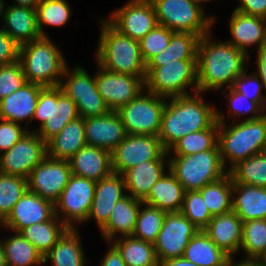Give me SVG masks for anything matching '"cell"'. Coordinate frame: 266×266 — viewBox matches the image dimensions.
Listing matches in <instances>:
<instances>
[{
	"instance_id": "1",
	"label": "cell",
	"mask_w": 266,
	"mask_h": 266,
	"mask_svg": "<svg viewBox=\"0 0 266 266\" xmlns=\"http://www.w3.org/2000/svg\"><path fill=\"white\" fill-rule=\"evenodd\" d=\"M210 33L200 37L197 46L198 92L203 94L232 87L250 57L228 41L213 40Z\"/></svg>"
},
{
	"instance_id": "2",
	"label": "cell",
	"mask_w": 266,
	"mask_h": 266,
	"mask_svg": "<svg viewBox=\"0 0 266 266\" xmlns=\"http://www.w3.org/2000/svg\"><path fill=\"white\" fill-rule=\"evenodd\" d=\"M203 99L201 92L167 98L158 134L166 151L188 133L208 129L217 121L215 106Z\"/></svg>"
},
{
	"instance_id": "3",
	"label": "cell",
	"mask_w": 266,
	"mask_h": 266,
	"mask_svg": "<svg viewBox=\"0 0 266 266\" xmlns=\"http://www.w3.org/2000/svg\"><path fill=\"white\" fill-rule=\"evenodd\" d=\"M225 115L217 110L218 146L222 163L229 172L240 161L260 154L266 140V114L255 120L225 123ZM230 162V167L226 163Z\"/></svg>"
},
{
	"instance_id": "4",
	"label": "cell",
	"mask_w": 266,
	"mask_h": 266,
	"mask_svg": "<svg viewBox=\"0 0 266 266\" xmlns=\"http://www.w3.org/2000/svg\"><path fill=\"white\" fill-rule=\"evenodd\" d=\"M100 22L97 64L113 73L146 76V63L141 55L139 41L121 34L106 19Z\"/></svg>"
},
{
	"instance_id": "5",
	"label": "cell",
	"mask_w": 266,
	"mask_h": 266,
	"mask_svg": "<svg viewBox=\"0 0 266 266\" xmlns=\"http://www.w3.org/2000/svg\"><path fill=\"white\" fill-rule=\"evenodd\" d=\"M19 62L26 81L43 87L59 86L68 65L49 37H40L21 45Z\"/></svg>"
},
{
	"instance_id": "6",
	"label": "cell",
	"mask_w": 266,
	"mask_h": 266,
	"mask_svg": "<svg viewBox=\"0 0 266 266\" xmlns=\"http://www.w3.org/2000/svg\"><path fill=\"white\" fill-rule=\"evenodd\" d=\"M167 162V168L186 192L199 191L228 173L222 163L218 144L213 149L193 155H172Z\"/></svg>"
},
{
	"instance_id": "7",
	"label": "cell",
	"mask_w": 266,
	"mask_h": 266,
	"mask_svg": "<svg viewBox=\"0 0 266 266\" xmlns=\"http://www.w3.org/2000/svg\"><path fill=\"white\" fill-rule=\"evenodd\" d=\"M145 90L165 98L198 92L197 60H175L161 67H146Z\"/></svg>"
},
{
	"instance_id": "8",
	"label": "cell",
	"mask_w": 266,
	"mask_h": 266,
	"mask_svg": "<svg viewBox=\"0 0 266 266\" xmlns=\"http://www.w3.org/2000/svg\"><path fill=\"white\" fill-rule=\"evenodd\" d=\"M79 117L75 102L60 86L43 87L40 90L33 119L39 120L36 132L46 143L55 137L67 123Z\"/></svg>"
},
{
	"instance_id": "9",
	"label": "cell",
	"mask_w": 266,
	"mask_h": 266,
	"mask_svg": "<svg viewBox=\"0 0 266 266\" xmlns=\"http://www.w3.org/2000/svg\"><path fill=\"white\" fill-rule=\"evenodd\" d=\"M157 23L174 32H190L199 37L212 32L216 19L205 16V10L194 0H150Z\"/></svg>"
},
{
	"instance_id": "10",
	"label": "cell",
	"mask_w": 266,
	"mask_h": 266,
	"mask_svg": "<svg viewBox=\"0 0 266 266\" xmlns=\"http://www.w3.org/2000/svg\"><path fill=\"white\" fill-rule=\"evenodd\" d=\"M145 92V94H143ZM167 98L155 95L147 90L117 112L121 117L127 134L158 136L163 109Z\"/></svg>"
},
{
	"instance_id": "11",
	"label": "cell",
	"mask_w": 266,
	"mask_h": 266,
	"mask_svg": "<svg viewBox=\"0 0 266 266\" xmlns=\"http://www.w3.org/2000/svg\"><path fill=\"white\" fill-rule=\"evenodd\" d=\"M59 86L75 102L79 117L103 116L110 112L97 90L95 76H90L83 67L70 70L67 65Z\"/></svg>"
},
{
	"instance_id": "12",
	"label": "cell",
	"mask_w": 266,
	"mask_h": 266,
	"mask_svg": "<svg viewBox=\"0 0 266 266\" xmlns=\"http://www.w3.org/2000/svg\"><path fill=\"white\" fill-rule=\"evenodd\" d=\"M95 186L96 181L73 174L70 176L68 184L54 204L55 215L68 228L76 229L77 224L87 221Z\"/></svg>"
},
{
	"instance_id": "13",
	"label": "cell",
	"mask_w": 266,
	"mask_h": 266,
	"mask_svg": "<svg viewBox=\"0 0 266 266\" xmlns=\"http://www.w3.org/2000/svg\"><path fill=\"white\" fill-rule=\"evenodd\" d=\"M169 154L158 136L130 135L111 152L112 170L123 174L129 168L144 161L165 160Z\"/></svg>"
},
{
	"instance_id": "14",
	"label": "cell",
	"mask_w": 266,
	"mask_h": 266,
	"mask_svg": "<svg viewBox=\"0 0 266 266\" xmlns=\"http://www.w3.org/2000/svg\"><path fill=\"white\" fill-rule=\"evenodd\" d=\"M47 156L46 142L28 131L14 146L0 154V173L28 179L33 168Z\"/></svg>"
},
{
	"instance_id": "15",
	"label": "cell",
	"mask_w": 266,
	"mask_h": 266,
	"mask_svg": "<svg viewBox=\"0 0 266 266\" xmlns=\"http://www.w3.org/2000/svg\"><path fill=\"white\" fill-rule=\"evenodd\" d=\"M199 229L181 212L166 213L163 226L153 243L159 262L180 258Z\"/></svg>"
},
{
	"instance_id": "16",
	"label": "cell",
	"mask_w": 266,
	"mask_h": 266,
	"mask_svg": "<svg viewBox=\"0 0 266 266\" xmlns=\"http://www.w3.org/2000/svg\"><path fill=\"white\" fill-rule=\"evenodd\" d=\"M97 90L110 111H118L145 90V77L113 73L97 64Z\"/></svg>"
},
{
	"instance_id": "17",
	"label": "cell",
	"mask_w": 266,
	"mask_h": 266,
	"mask_svg": "<svg viewBox=\"0 0 266 266\" xmlns=\"http://www.w3.org/2000/svg\"><path fill=\"white\" fill-rule=\"evenodd\" d=\"M71 175L69 161L46 156L28 177V190L55 204Z\"/></svg>"
},
{
	"instance_id": "18",
	"label": "cell",
	"mask_w": 266,
	"mask_h": 266,
	"mask_svg": "<svg viewBox=\"0 0 266 266\" xmlns=\"http://www.w3.org/2000/svg\"><path fill=\"white\" fill-rule=\"evenodd\" d=\"M106 20L121 34L140 41L158 23L150 0H129Z\"/></svg>"
},
{
	"instance_id": "19",
	"label": "cell",
	"mask_w": 266,
	"mask_h": 266,
	"mask_svg": "<svg viewBox=\"0 0 266 266\" xmlns=\"http://www.w3.org/2000/svg\"><path fill=\"white\" fill-rule=\"evenodd\" d=\"M55 215V206L51 201L27 190L13 206L11 213L1 223V227L13 232L33 224L50 220Z\"/></svg>"
},
{
	"instance_id": "20",
	"label": "cell",
	"mask_w": 266,
	"mask_h": 266,
	"mask_svg": "<svg viewBox=\"0 0 266 266\" xmlns=\"http://www.w3.org/2000/svg\"><path fill=\"white\" fill-rule=\"evenodd\" d=\"M85 139L87 145L112 152L127 133L117 111L106 115L84 118Z\"/></svg>"
},
{
	"instance_id": "21",
	"label": "cell",
	"mask_w": 266,
	"mask_h": 266,
	"mask_svg": "<svg viewBox=\"0 0 266 266\" xmlns=\"http://www.w3.org/2000/svg\"><path fill=\"white\" fill-rule=\"evenodd\" d=\"M123 175L112 172L96 182L94 198L87 221L95 219L100 229L109 219L113 206L126 194Z\"/></svg>"
},
{
	"instance_id": "22",
	"label": "cell",
	"mask_w": 266,
	"mask_h": 266,
	"mask_svg": "<svg viewBox=\"0 0 266 266\" xmlns=\"http://www.w3.org/2000/svg\"><path fill=\"white\" fill-rule=\"evenodd\" d=\"M43 86L27 82L14 93L0 100V119L21 124L33 120L40 90Z\"/></svg>"
},
{
	"instance_id": "23",
	"label": "cell",
	"mask_w": 266,
	"mask_h": 266,
	"mask_svg": "<svg viewBox=\"0 0 266 266\" xmlns=\"http://www.w3.org/2000/svg\"><path fill=\"white\" fill-rule=\"evenodd\" d=\"M230 44L248 55L252 45H258L257 50L266 43V20L262 17L247 15L234 10L229 21Z\"/></svg>"
},
{
	"instance_id": "24",
	"label": "cell",
	"mask_w": 266,
	"mask_h": 266,
	"mask_svg": "<svg viewBox=\"0 0 266 266\" xmlns=\"http://www.w3.org/2000/svg\"><path fill=\"white\" fill-rule=\"evenodd\" d=\"M203 231L230 257H234L240 251L243 222L233 210L213 216Z\"/></svg>"
},
{
	"instance_id": "25",
	"label": "cell",
	"mask_w": 266,
	"mask_h": 266,
	"mask_svg": "<svg viewBox=\"0 0 266 266\" xmlns=\"http://www.w3.org/2000/svg\"><path fill=\"white\" fill-rule=\"evenodd\" d=\"M142 200L132 197L129 193L113 206L108 221L99 229L102 238L108 243L121 236H132Z\"/></svg>"
},
{
	"instance_id": "26",
	"label": "cell",
	"mask_w": 266,
	"mask_h": 266,
	"mask_svg": "<svg viewBox=\"0 0 266 266\" xmlns=\"http://www.w3.org/2000/svg\"><path fill=\"white\" fill-rule=\"evenodd\" d=\"M69 163L73 175L96 182L113 172L111 152L92 145L83 146Z\"/></svg>"
},
{
	"instance_id": "27",
	"label": "cell",
	"mask_w": 266,
	"mask_h": 266,
	"mask_svg": "<svg viewBox=\"0 0 266 266\" xmlns=\"http://www.w3.org/2000/svg\"><path fill=\"white\" fill-rule=\"evenodd\" d=\"M2 29L19 45L41 37L36 9L22 6H4Z\"/></svg>"
},
{
	"instance_id": "28",
	"label": "cell",
	"mask_w": 266,
	"mask_h": 266,
	"mask_svg": "<svg viewBox=\"0 0 266 266\" xmlns=\"http://www.w3.org/2000/svg\"><path fill=\"white\" fill-rule=\"evenodd\" d=\"M232 210L242 222L266 219V188L233 183Z\"/></svg>"
},
{
	"instance_id": "29",
	"label": "cell",
	"mask_w": 266,
	"mask_h": 266,
	"mask_svg": "<svg viewBox=\"0 0 266 266\" xmlns=\"http://www.w3.org/2000/svg\"><path fill=\"white\" fill-rule=\"evenodd\" d=\"M86 144L84 118L78 117L46 143L47 156L69 161Z\"/></svg>"
},
{
	"instance_id": "30",
	"label": "cell",
	"mask_w": 266,
	"mask_h": 266,
	"mask_svg": "<svg viewBox=\"0 0 266 266\" xmlns=\"http://www.w3.org/2000/svg\"><path fill=\"white\" fill-rule=\"evenodd\" d=\"M166 171L142 202L167 213L180 212L186 191L169 168Z\"/></svg>"
},
{
	"instance_id": "31",
	"label": "cell",
	"mask_w": 266,
	"mask_h": 266,
	"mask_svg": "<svg viewBox=\"0 0 266 266\" xmlns=\"http://www.w3.org/2000/svg\"><path fill=\"white\" fill-rule=\"evenodd\" d=\"M166 160L144 161L126 170L124 177L126 191L132 197L143 200L150 192L154 184L166 172Z\"/></svg>"
},
{
	"instance_id": "32",
	"label": "cell",
	"mask_w": 266,
	"mask_h": 266,
	"mask_svg": "<svg viewBox=\"0 0 266 266\" xmlns=\"http://www.w3.org/2000/svg\"><path fill=\"white\" fill-rule=\"evenodd\" d=\"M84 257L77 228H68L44 256V264L50 260L51 266H86Z\"/></svg>"
},
{
	"instance_id": "33",
	"label": "cell",
	"mask_w": 266,
	"mask_h": 266,
	"mask_svg": "<svg viewBox=\"0 0 266 266\" xmlns=\"http://www.w3.org/2000/svg\"><path fill=\"white\" fill-rule=\"evenodd\" d=\"M200 37L190 32H173L166 49L153 56L146 67H161V63L175 60H197V46Z\"/></svg>"
},
{
	"instance_id": "34",
	"label": "cell",
	"mask_w": 266,
	"mask_h": 266,
	"mask_svg": "<svg viewBox=\"0 0 266 266\" xmlns=\"http://www.w3.org/2000/svg\"><path fill=\"white\" fill-rule=\"evenodd\" d=\"M182 257L198 266H225L230 258L203 230L191 238Z\"/></svg>"
},
{
	"instance_id": "35",
	"label": "cell",
	"mask_w": 266,
	"mask_h": 266,
	"mask_svg": "<svg viewBox=\"0 0 266 266\" xmlns=\"http://www.w3.org/2000/svg\"><path fill=\"white\" fill-rule=\"evenodd\" d=\"M117 239L111 243L118 249L127 266H159L153 243L133 236H119Z\"/></svg>"
},
{
	"instance_id": "36",
	"label": "cell",
	"mask_w": 266,
	"mask_h": 266,
	"mask_svg": "<svg viewBox=\"0 0 266 266\" xmlns=\"http://www.w3.org/2000/svg\"><path fill=\"white\" fill-rule=\"evenodd\" d=\"M68 227L54 215L50 220L33 224L20 231L44 257L57 243Z\"/></svg>"
},
{
	"instance_id": "37",
	"label": "cell",
	"mask_w": 266,
	"mask_h": 266,
	"mask_svg": "<svg viewBox=\"0 0 266 266\" xmlns=\"http://www.w3.org/2000/svg\"><path fill=\"white\" fill-rule=\"evenodd\" d=\"M7 266H35L44 264V257L20 232L1 240Z\"/></svg>"
},
{
	"instance_id": "38",
	"label": "cell",
	"mask_w": 266,
	"mask_h": 266,
	"mask_svg": "<svg viewBox=\"0 0 266 266\" xmlns=\"http://www.w3.org/2000/svg\"><path fill=\"white\" fill-rule=\"evenodd\" d=\"M199 192L212 217L232 211L233 179L229 172L219 180L208 183Z\"/></svg>"
},
{
	"instance_id": "39",
	"label": "cell",
	"mask_w": 266,
	"mask_h": 266,
	"mask_svg": "<svg viewBox=\"0 0 266 266\" xmlns=\"http://www.w3.org/2000/svg\"><path fill=\"white\" fill-rule=\"evenodd\" d=\"M219 123L216 121L210 128L188 133L179 139L168 151L169 156L193 155L213 149L218 144Z\"/></svg>"
},
{
	"instance_id": "40",
	"label": "cell",
	"mask_w": 266,
	"mask_h": 266,
	"mask_svg": "<svg viewBox=\"0 0 266 266\" xmlns=\"http://www.w3.org/2000/svg\"><path fill=\"white\" fill-rule=\"evenodd\" d=\"M241 250L245 253V259L266 258V219L243 222Z\"/></svg>"
},
{
	"instance_id": "41",
	"label": "cell",
	"mask_w": 266,
	"mask_h": 266,
	"mask_svg": "<svg viewBox=\"0 0 266 266\" xmlns=\"http://www.w3.org/2000/svg\"><path fill=\"white\" fill-rule=\"evenodd\" d=\"M233 183L266 188V157L260 153L240 161L229 171Z\"/></svg>"
},
{
	"instance_id": "42",
	"label": "cell",
	"mask_w": 266,
	"mask_h": 266,
	"mask_svg": "<svg viewBox=\"0 0 266 266\" xmlns=\"http://www.w3.org/2000/svg\"><path fill=\"white\" fill-rule=\"evenodd\" d=\"M166 213L157 207L142 202L132 236L139 240L154 243L163 226Z\"/></svg>"
},
{
	"instance_id": "43",
	"label": "cell",
	"mask_w": 266,
	"mask_h": 266,
	"mask_svg": "<svg viewBox=\"0 0 266 266\" xmlns=\"http://www.w3.org/2000/svg\"><path fill=\"white\" fill-rule=\"evenodd\" d=\"M36 16L41 37H48L43 24L55 27L64 26L71 17L70 5L67 0H41L36 7Z\"/></svg>"
},
{
	"instance_id": "44",
	"label": "cell",
	"mask_w": 266,
	"mask_h": 266,
	"mask_svg": "<svg viewBox=\"0 0 266 266\" xmlns=\"http://www.w3.org/2000/svg\"><path fill=\"white\" fill-rule=\"evenodd\" d=\"M27 190L28 179L0 173V224Z\"/></svg>"
},
{
	"instance_id": "45",
	"label": "cell",
	"mask_w": 266,
	"mask_h": 266,
	"mask_svg": "<svg viewBox=\"0 0 266 266\" xmlns=\"http://www.w3.org/2000/svg\"><path fill=\"white\" fill-rule=\"evenodd\" d=\"M224 89V95L227 98V104L230 110H228L227 119L232 117V122H236V118H240L241 115L250 114V116L245 117L244 120H255L266 114V111L257 102L248 99L243 94L237 92L233 87Z\"/></svg>"
},
{
	"instance_id": "46",
	"label": "cell",
	"mask_w": 266,
	"mask_h": 266,
	"mask_svg": "<svg viewBox=\"0 0 266 266\" xmlns=\"http://www.w3.org/2000/svg\"><path fill=\"white\" fill-rule=\"evenodd\" d=\"M180 212L199 230H204L212 216L199 191L185 192Z\"/></svg>"
},
{
	"instance_id": "47",
	"label": "cell",
	"mask_w": 266,
	"mask_h": 266,
	"mask_svg": "<svg viewBox=\"0 0 266 266\" xmlns=\"http://www.w3.org/2000/svg\"><path fill=\"white\" fill-rule=\"evenodd\" d=\"M174 31L157 24L140 41L141 55L145 63L169 45Z\"/></svg>"
},
{
	"instance_id": "48",
	"label": "cell",
	"mask_w": 266,
	"mask_h": 266,
	"mask_svg": "<svg viewBox=\"0 0 266 266\" xmlns=\"http://www.w3.org/2000/svg\"><path fill=\"white\" fill-rule=\"evenodd\" d=\"M21 63L18 61L0 66V100L26 84Z\"/></svg>"
},
{
	"instance_id": "49",
	"label": "cell",
	"mask_w": 266,
	"mask_h": 266,
	"mask_svg": "<svg viewBox=\"0 0 266 266\" xmlns=\"http://www.w3.org/2000/svg\"><path fill=\"white\" fill-rule=\"evenodd\" d=\"M232 87L248 99L257 102L266 111V95L262 94L263 85L256 73L247 75L245 70L235 79Z\"/></svg>"
},
{
	"instance_id": "50",
	"label": "cell",
	"mask_w": 266,
	"mask_h": 266,
	"mask_svg": "<svg viewBox=\"0 0 266 266\" xmlns=\"http://www.w3.org/2000/svg\"><path fill=\"white\" fill-rule=\"evenodd\" d=\"M28 131L18 123L0 119V154L14 146Z\"/></svg>"
},
{
	"instance_id": "51",
	"label": "cell",
	"mask_w": 266,
	"mask_h": 266,
	"mask_svg": "<svg viewBox=\"0 0 266 266\" xmlns=\"http://www.w3.org/2000/svg\"><path fill=\"white\" fill-rule=\"evenodd\" d=\"M20 46L0 28V66L19 60Z\"/></svg>"
},
{
	"instance_id": "52",
	"label": "cell",
	"mask_w": 266,
	"mask_h": 266,
	"mask_svg": "<svg viewBox=\"0 0 266 266\" xmlns=\"http://www.w3.org/2000/svg\"><path fill=\"white\" fill-rule=\"evenodd\" d=\"M240 3L234 10L241 13L266 18V0H238Z\"/></svg>"
},
{
	"instance_id": "53",
	"label": "cell",
	"mask_w": 266,
	"mask_h": 266,
	"mask_svg": "<svg viewBox=\"0 0 266 266\" xmlns=\"http://www.w3.org/2000/svg\"><path fill=\"white\" fill-rule=\"evenodd\" d=\"M109 249L100 262V266H127L118 249L109 242Z\"/></svg>"
},
{
	"instance_id": "54",
	"label": "cell",
	"mask_w": 266,
	"mask_h": 266,
	"mask_svg": "<svg viewBox=\"0 0 266 266\" xmlns=\"http://www.w3.org/2000/svg\"><path fill=\"white\" fill-rule=\"evenodd\" d=\"M255 63L258 71L255 73L261 79L263 89H266V43L258 49L257 60Z\"/></svg>"
},
{
	"instance_id": "55",
	"label": "cell",
	"mask_w": 266,
	"mask_h": 266,
	"mask_svg": "<svg viewBox=\"0 0 266 266\" xmlns=\"http://www.w3.org/2000/svg\"><path fill=\"white\" fill-rule=\"evenodd\" d=\"M225 266H262V260L244 258L239 262H235L234 257H230Z\"/></svg>"
},
{
	"instance_id": "56",
	"label": "cell",
	"mask_w": 266,
	"mask_h": 266,
	"mask_svg": "<svg viewBox=\"0 0 266 266\" xmlns=\"http://www.w3.org/2000/svg\"><path fill=\"white\" fill-rule=\"evenodd\" d=\"M159 266H198V265L192 263L191 261L186 260L183 257H180L159 262Z\"/></svg>"
},
{
	"instance_id": "57",
	"label": "cell",
	"mask_w": 266,
	"mask_h": 266,
	"mask_svg": "<svg viewBox=\"0 0 266 266\" xmlns=\"http://www.w3.org/2000/svg\"><path fill=\"white\" fill-rule=\"evenodd\" d=\"M40 1L41 0H15L13 5L36 9Z\"/></svg>"
},
{
	"instance_id": "58",
	"label": "cell",
	"mask_w": 266,
	"mask_h": 266,
	"mask_svg": "<svg viewBox=\"0 0 266 266\" xmlns=\"http://www.w3.org/2000/svg\"><path fill=\"white\" fill-rule=\"evenodd\" d=\"M0 266H7L6 256L1 244V239H0Z\"/></svg>"
},
{
	"instance_id": "59",
	"label": "cell",
	"mask_w": 266,
	"mask_h": 266,
	"mask_svg": "<svg viewBox=\"0 0 266 266\" xmlns=\"http://www.w3.org/2000/svg\"><path fill=\"white\" fill-rule=\"evenodd\" d=\"M199 6H201L203 9L204 7V3L206 4V2H210L212 0H194Z\"/></svg>"
},
{
	"instance_id": "60",
	"label": "cell",
	"mask_w": 266,
	"mask_h": 266,
	"mask_svg": "<svg viewBox=\"0 0 266 266\" xmlns=\"http://www.w3.org/2000/svg\"><path fill=\"white\" fill-rule=\"evenodd\" d=\"M4 6H5L4 0H0V19H2L3 16Z\"/></svg>"
},
{
	"instance_id": "61",
	"label": "cell",
	"mask_w": 266,
	"mask_h": 266,
	"mask_svg": "<svg viewBox=\"0 0 266 266\" xmlns=\"http://www.w3.org/2000/svg\"><path fill=\"white\" fill-rule=\"evenodd\" d=\"M261 153L266 157V140H265Z\"/></svg>"
},
{
	"instance_id": "62",
	"label": "cell",
	"mask_w": 266,
	"mask_h": 266,
	"mask_svg": "<svg viewBox=\"0 0 266 266\" xmlns=\"http://www.w3.org/2000/svg\"><path fill=\"white\" fill-rule=\"evenodd\" d=\"M262 266H266V263L264 262V260H262Z\"/></svg>"
}]
</instances>
